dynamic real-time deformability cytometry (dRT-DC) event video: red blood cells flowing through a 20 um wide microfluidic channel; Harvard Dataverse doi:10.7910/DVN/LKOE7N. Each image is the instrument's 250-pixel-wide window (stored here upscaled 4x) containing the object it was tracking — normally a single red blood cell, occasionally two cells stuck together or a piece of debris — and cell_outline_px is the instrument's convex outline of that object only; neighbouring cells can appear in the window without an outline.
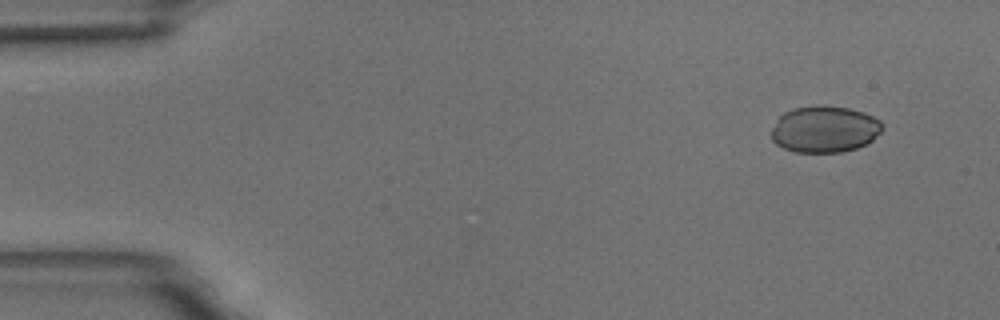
{"species": "common noctule bat (a hibernating species)", "species_latin": "Nyctalus noctula", "temperature_condition": "room temperature", "stored_images_in_passage": 11, "camera_frame_rate_fps": 3000, "um_per_image_px": 0.085, "animal": {"sex": "male", "body_mass_g": 18.8}, "frame": {"image": 1, "passage_image": 1, "time_ms": 0.0, "image_size_px": [1000, 320], "cell_outline_px": [[884, 128], [868, 144], [856, 148], [840, 152], [796, 152], [784, 148], [776, 144], [772, 140], [772, 128], [776, 120], [784, 112], [792, 108], [816, 104], [824, 104], [848, 108], [864, 112], [880, 120]], "centroid_in_image_um": [70.09, 10.96], "position_along_channel_um": 14.9, "area_um2": 30.46}}